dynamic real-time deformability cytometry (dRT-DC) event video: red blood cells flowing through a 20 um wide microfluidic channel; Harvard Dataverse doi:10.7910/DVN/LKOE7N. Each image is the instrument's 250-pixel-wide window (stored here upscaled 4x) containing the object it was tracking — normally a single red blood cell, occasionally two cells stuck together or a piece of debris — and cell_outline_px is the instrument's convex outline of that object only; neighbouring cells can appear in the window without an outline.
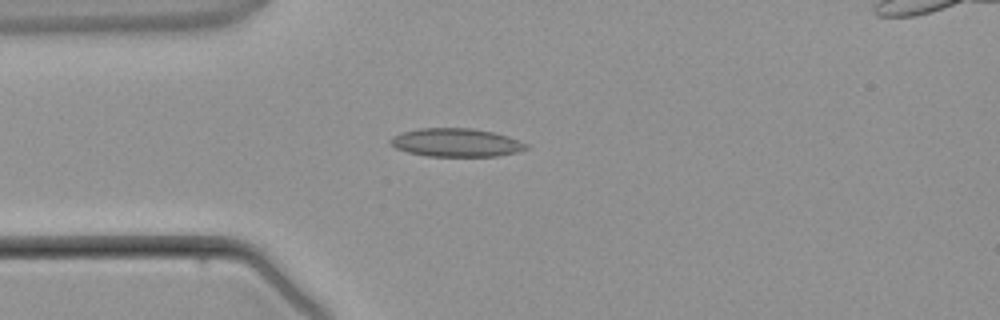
{"species": "common noctule bat (a hibernating species)", "species_latin": "Nyctalus noctula", "temperature_condition": "warm", "stored_images_in_passage": 4, "camera_frame_rate_fps": 3000, "um_per_image_px": 0.085, "animal": {"sex": "male", "body_mass_g": 21.5, "forearm_length_mm": 52.0}, "frame": {"image": 1, "passage_image": 1, "time_ms": 0.0, "image_size_px": [1000, 320], "cell_outline_px": [[528, 148], [516, 152], [496, 156], [424, 156], [408, 152], [396, 148], [388, 144], [388, 140], [392, 136], [400, 132], [420, 128], [472, 128], [492, 132], [508, 136], [528, 144]], "centroid_in_image_um": [38.71, 12.11], "position_along_channel_um": 46.3, "area_um2": 22.54}}